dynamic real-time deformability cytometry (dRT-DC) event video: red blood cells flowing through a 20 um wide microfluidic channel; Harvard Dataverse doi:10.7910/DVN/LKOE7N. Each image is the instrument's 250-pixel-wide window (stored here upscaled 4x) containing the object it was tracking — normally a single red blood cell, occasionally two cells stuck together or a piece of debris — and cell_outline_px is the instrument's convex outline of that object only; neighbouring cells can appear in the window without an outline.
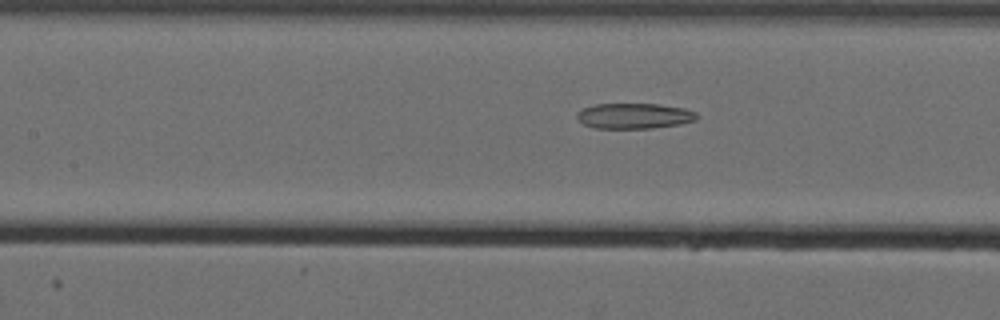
{"species": "Egyptian fruit bat (a non-hibernating species)", "species_latin": "Rousettus aegyptiacus", "temperature_condition": "cold", "stored_images_in_passage": 58, "camera_frame_rate_fps": 3000, "um_per_image_px": 0.085, "animal": {"sex": "female"}, "frame": {"image": 1, "passage_image": 29, "time_ms": 9.333, "image_size_px": [1000, 320], "cell_outline_px": [[700, 116], [696, 120], [680, 124], [652, 128], [596, 128], [584, 124], [576, 116], [576, 112], [584, 108], [596, 104], [660, 104], [684, 108], [696, 112]], "centroid_in_image_um": [53.95, 9.85], "position_along_channel_um": 153.5, "area_um2": 17.8}}
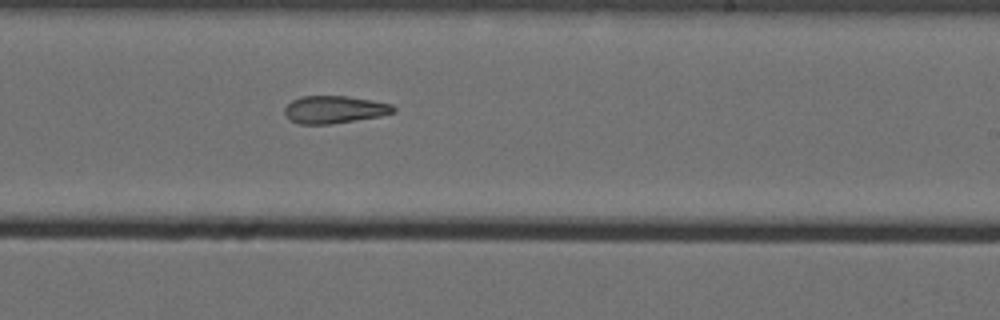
{"frame": {"image": 2, "passage_image": 38, "time_ms": 12.333, "image_size_px": [1000, 320], "cell_outline_px": [[396, 112], [380, 116], [328, 124], [300, 124], [292, 120], [284, 112], [284, 108], [292, 100], [300, 96], [348, 96], [372, 100], [392, 104], [396, 108]], "centroid_in_image_um": [28.45, 9.3], "position_along_channel_um": 260.6, "area_um2": 17.34}}
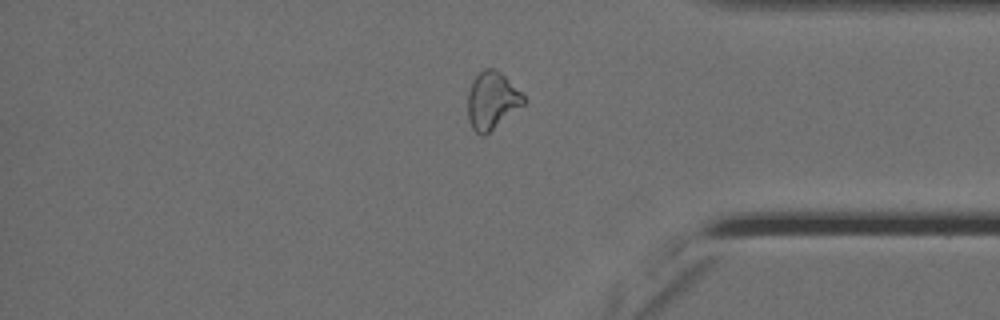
{"frame": {"image": 3, "passage_image": 50, "time_ms": 16.333, "image_size_px": [1000, 320], "cell_outline_px": [[524, 104], [484, 136], [480, 136], [472, 128], [468, 120], [468, 92], [472, 80], [484, 68], [496, 68], [524, 96]], "centroid_in_image_um": [41.78, 8.55], "position_along_channel_um": 393.4, "area_um2": 18.44}, "authors_computed_cell_mechanics": {"area_um2": 20.1144, "velocity_mm_per_s": 3.5815, "shape_relaxation_time_tau1_ms": null, "shape_relaxation_time_tau2_ms": 5.9537, "deformation_change_tau1": null, "deformation_change_tau2": 0.155}}